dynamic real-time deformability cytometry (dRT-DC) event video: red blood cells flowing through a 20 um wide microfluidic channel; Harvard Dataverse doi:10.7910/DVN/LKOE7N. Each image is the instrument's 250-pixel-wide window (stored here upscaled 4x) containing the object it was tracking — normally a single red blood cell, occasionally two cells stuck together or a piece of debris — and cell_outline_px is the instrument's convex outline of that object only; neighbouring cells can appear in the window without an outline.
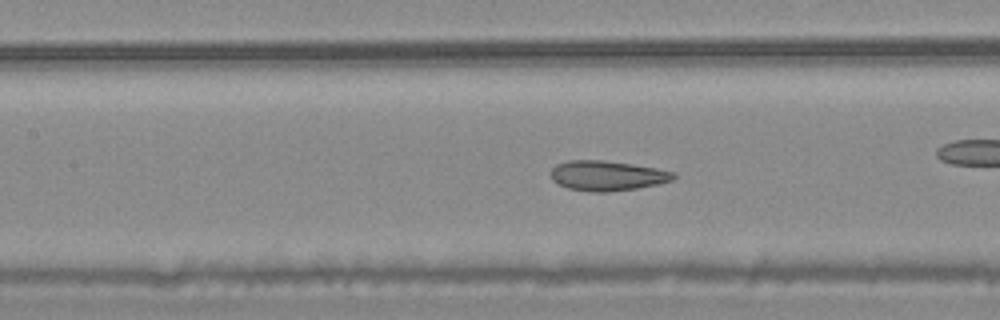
{"species": "common noctule bat (a hibernating species)", "species_latin": "Nyctalus noctula", "temperature_condition": "warm", "stored_images_in_passage": 55, "camera_frame_rate_fps": 3000, "um_per_image_px": 0.085, "animal": {"sex": "male", "body_mass_g": 20.4}, "frame": {"image": 1, "passage_image": 24, "time_ms": 7.667, "image_size_px": [1000, 320], "cell_outline_px": [[676, 176], [672, 180], [660, 184], [636, 188], [608, 192], [592, 192], [568, 188], [556, 184], [552, 180], [548, 172], [556, 164], [568, 160], [604, 160], [632, 164], [656, 168], [676, 172]], "centroid_in_image_um": [51.58, 14.93], "position_along_channel_um": 155.8, "area_um2": 21.73}, "authors_computed_cell_mechanics": {"area_um2": 23.4668, "velocity_mm_per_s": 3.7481, "shape_relaxation_time_tau1_ms": null, "shape_relaxation_time_tau2_ms": 2.1118, "deformation_change_tau1": null, "deformation_change_tau2": 0.0827}}